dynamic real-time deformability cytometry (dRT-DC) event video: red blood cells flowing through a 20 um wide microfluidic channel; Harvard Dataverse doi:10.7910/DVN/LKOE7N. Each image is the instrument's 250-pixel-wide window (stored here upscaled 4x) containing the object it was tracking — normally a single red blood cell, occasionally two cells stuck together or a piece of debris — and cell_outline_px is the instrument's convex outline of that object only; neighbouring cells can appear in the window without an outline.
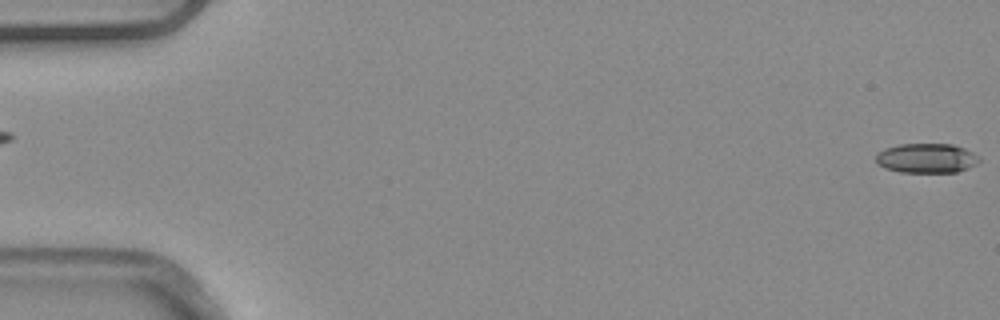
{"species": "common noctule bat (a hibernating species)", "species_latin": "Nyctalus noctula", "temperature_condition": "warm", "stored_images_in_passage": 4, "segment_of_instrument_passage": [2, 2], "camera_frame_rate_fps": 3000, "um_per_image_px": 0.085, "animal": {"sex": "male", "body_mass_g": 20.4}, "frame": {"image": 1, "passage_image": 4, "time_ms": 1.0, "image_size_px": [1000, 320], "cell_outline_px": [[980, 160], [976, 164], [968, 168], [956, 172], [900, 172], [884, 168], [876, 164], [876, 152], [884, 148], [900, 144], [952, 144], [964, 148], [980, 156]], "centroid_in_image_um": [78.73, 13.44], "position_along_channel_um": 6.3, "area_um2": 17.98}}